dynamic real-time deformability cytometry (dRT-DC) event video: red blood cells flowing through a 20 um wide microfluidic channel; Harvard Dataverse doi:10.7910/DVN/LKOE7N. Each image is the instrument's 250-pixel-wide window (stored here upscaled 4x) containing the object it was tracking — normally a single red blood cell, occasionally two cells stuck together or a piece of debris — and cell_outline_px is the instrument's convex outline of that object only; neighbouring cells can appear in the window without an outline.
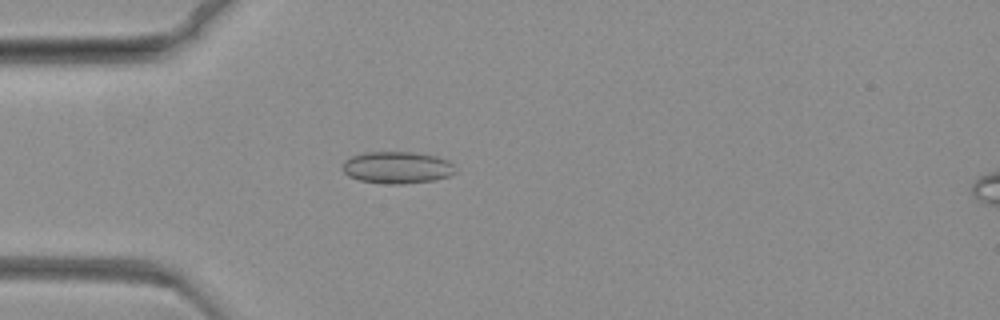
{"species": "common noctule bat (a hibernating species)", "species_latin": "Nyctalus noctula", "temperature_condition": "warm", "stored_images_in_passage": 76, "camera_frame_rate_fps": 3000, "um_per_image_px": 0.085, "animal": {"sex": "female", "body_mass_g": 19.3, "forearm_length_mm": 54.1}, "frame": {"image": 1, "passage_image": 22, "time_ms": 7.0, "image_size_px": [1000, 320], "cell_outline_px": [[456, 172], [448, 176], [436, 180], [404, 184], [388, 184], [360, 180], [348, 176], [344, 172], [344, 160], [360, 152], [412, 152], [436, 156], [448, 160], [456, 168]], "centroid_in_image_um": [33.77, 14.24], "position_along_channel_um": 51.2, "area_um2": 21.1}}
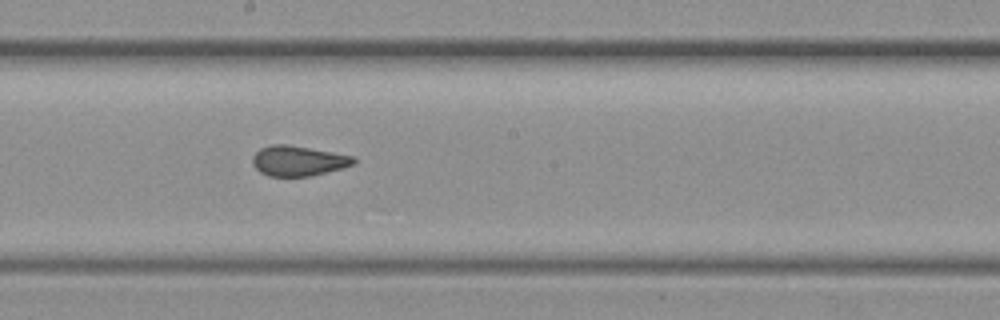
{"frame": {"image": 2, "passage_image": 42, "time_ms": 13.667, "image_size_px": [1000, 320], "cell_outline_px": [[356, 164], [344, 168], [312, 176], [268, 176], [260, 172], [252, 164], [252, 156], [260, 148], [272, 144], [288, 144], [332, 152], [352, 156], [356, 160]], "centroid_in_image_um": [25.35, 13.67], "position_along_channel_um": 222.9, "area_um2": 17.92}}
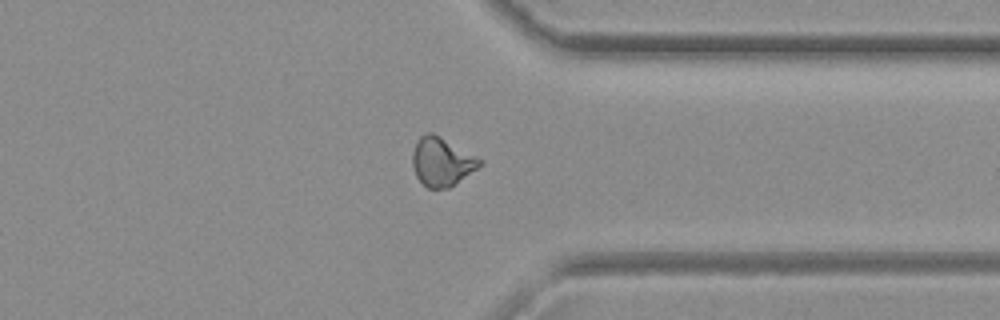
{"frame": {"image": 3, "passage_image": 59, "time_ms": 19.333, "image_size_px": [1000, 320], "cell_outline_px": [[484, 164], [448, 188], [428, 188], [416, 176], [412, 164], [412, 152], [416, 140], [424, 132], [432, 132], [440, 136], [484, 160]], "centroid_in_image_um": [37.55, 13.72], "position_along_channel_um": 373.9, "area_um2": 19.13}}